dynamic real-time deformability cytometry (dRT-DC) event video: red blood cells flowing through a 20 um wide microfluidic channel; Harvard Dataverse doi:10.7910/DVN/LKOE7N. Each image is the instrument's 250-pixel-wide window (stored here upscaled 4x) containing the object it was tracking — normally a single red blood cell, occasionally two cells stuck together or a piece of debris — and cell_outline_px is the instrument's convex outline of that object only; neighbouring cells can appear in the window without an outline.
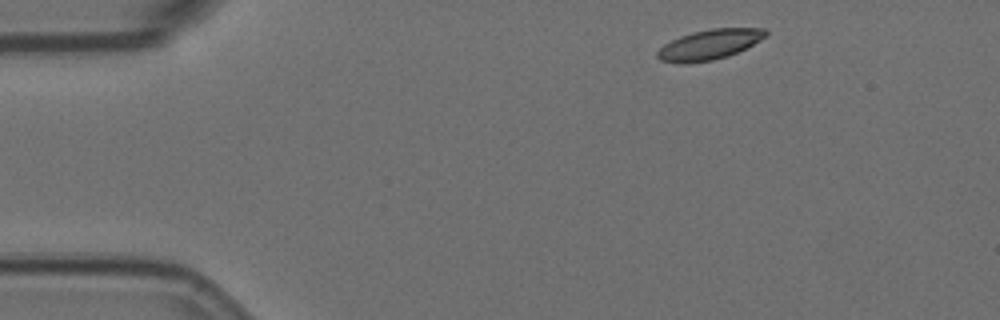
{"species": "Egyptian fruit bat (a non-hibernating species)", "species_latin": "Rousettus aegyptiacus", "temperature_condition": "room temperature", "stored_images_in_passage": 3, "camera_frame_rate_fps": 3000, "um_per_image_px": 0.085, "animal": {"sex": "female"}, "frame": {"image": 1, "passage_image": 1, "time_ms": 0.0, "image_size_px": [1000, 320], "cell_outline_px": [[768, 36], [728, 56], [712, 60], [688, 64], [680, 64], [660, 60], [656, 56], [656, 52], [664, 44], [680, 36], [692, 32], [712, 28], [764, 28], [768, 32]], "centroid_in_image_um": [60.27, 3.79], "position_along_channel_um": 24.7, "area_um2": 19.02}}